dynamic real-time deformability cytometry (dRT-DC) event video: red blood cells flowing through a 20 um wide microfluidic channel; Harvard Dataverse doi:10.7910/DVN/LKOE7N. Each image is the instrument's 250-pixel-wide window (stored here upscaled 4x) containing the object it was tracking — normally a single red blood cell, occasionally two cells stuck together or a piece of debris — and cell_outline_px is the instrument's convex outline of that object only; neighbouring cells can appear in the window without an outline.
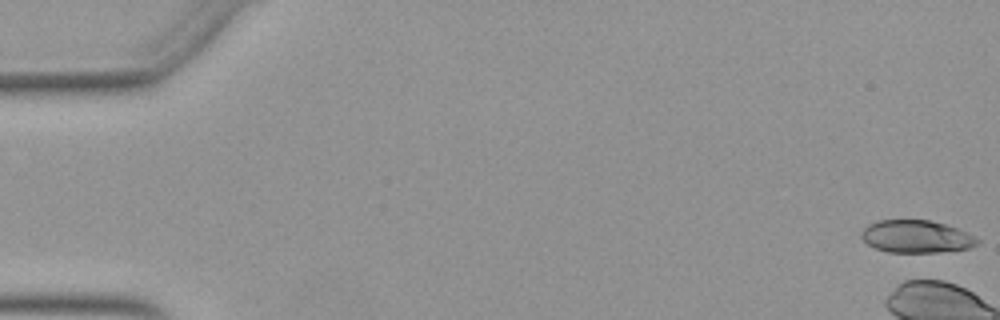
{"species": "Egyptian fruit bat (a non-hibernating species)", "species_latin": "Rousettus aegyptiacus", "temperature_condition": "warm", "stored_images_in_passage": 5, "camera_frame_rate_fps": 3000, "um_per_image_px": 0.085, "animal": {"sex": "female"}, "frame": {"image": 1, "passage_image": 1, "time_ms": 0.0, "image_size_px": [1000, 320], "cell_outline_px": [[980, 240], [976, 244], [968, 248], [940, 252], [888, 252], [876, 248], [868, 244], [860, 236], [860, 232], [868, 224], [876, 220], [928, 220], [944, 224], [956, 228], [976, 236]], "centroid_in_image_um": [77.86, 20.1], "position_along_channel_um": 7.1, "area_um2": 21.91}}